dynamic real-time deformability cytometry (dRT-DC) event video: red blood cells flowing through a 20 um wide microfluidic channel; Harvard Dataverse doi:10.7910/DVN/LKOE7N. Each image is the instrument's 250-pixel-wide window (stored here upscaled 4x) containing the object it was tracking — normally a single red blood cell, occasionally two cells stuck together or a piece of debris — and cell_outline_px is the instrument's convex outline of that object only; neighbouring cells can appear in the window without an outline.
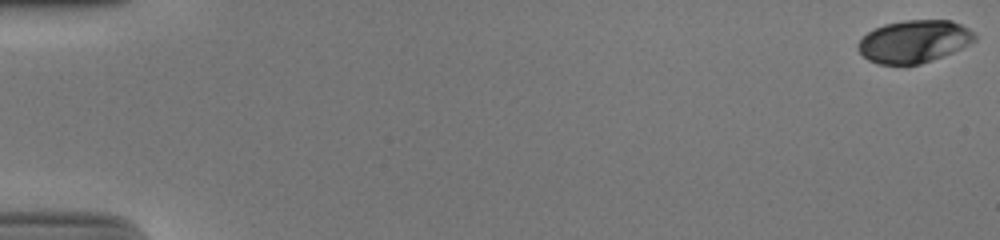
{"species": "human", "species_latin": "Homo sapiens", "temperature_condition": "cold", "stored_images_in_passage": 55, "camera_frame_rate_fps": 3000, "um_per_image_px": 0.085, "donor": {"sex": "male"}, "frame": {"image": 1, "passage_image": 1, "time_ms": 0.0, "image_size_px": [1000, 240], "cell_outline_px": [[976, 40], [952, 52], [932, 60], [920, 64], [880, 64], [868, 60], [856, 48], [856, 44], [868, 32], [884, 24], [904, 20], [952, 20], [968, 28], [976, 36]], "centroid_in_image_um": [77.68, 3.51], "position_along_channel_um": 7.3, "area_um2": 28.73}}
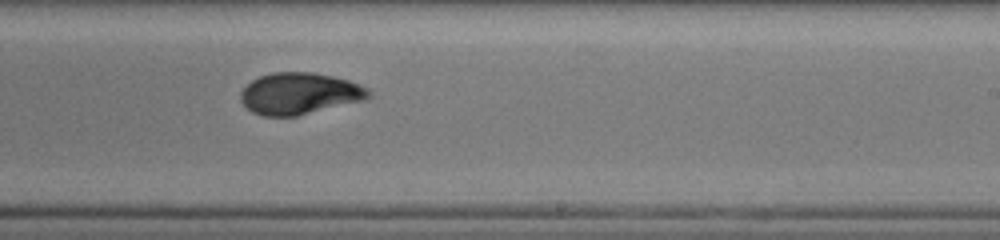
{"frame": {"image": 2, "passage_image": 35, "time_ms": 11.333, "image_size_px": [1000, 240], "cell_outline_px": [[372, 96], [368, 100], [296, 116], [264, 116], [252, 112], [240, 100], [240, 92], [252, 80], [260, 76], [272, 72], [312, 72], [332, 76], [348, 80], [368, 88], [372, 92]], "centroid_in_image_um": [25.5, 7.95], "position_along_channel_um": 263.5, "area_um2": 31.27}}
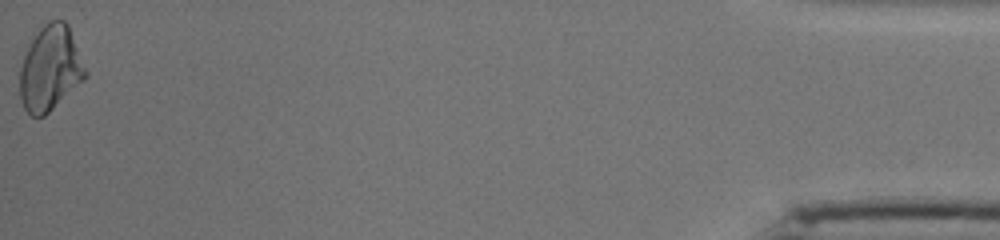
{"frame": {"image": 3, "passage_image": 55, "time_ms": 18.0, "image_size_px": [1000, 240], "cell_outline_px": [[88, 76], [84, 80], [44, 116], [32, 116], [24, 108], [20, 96], [20, 68], [24, 56], [32, 40], [40, 28], [48, 20], [64, 20], [68, 24], [88, 72]], "centroid_in_image_um": [4.29, 5.81], "position_along_channel_um": 430.9, "area_um2": 32.25}, "authors_computed_cell_mechanics": {"area_um2": 30.7496, "velocity_mm_per_s": 3.8567, "shape_relaxation_time_tau1_ms": null, "shape_relaxation_time_tau2_ms": 1.4423, "deformation_change_tau1": null, "deformation_change_tau2": 0.0531}}